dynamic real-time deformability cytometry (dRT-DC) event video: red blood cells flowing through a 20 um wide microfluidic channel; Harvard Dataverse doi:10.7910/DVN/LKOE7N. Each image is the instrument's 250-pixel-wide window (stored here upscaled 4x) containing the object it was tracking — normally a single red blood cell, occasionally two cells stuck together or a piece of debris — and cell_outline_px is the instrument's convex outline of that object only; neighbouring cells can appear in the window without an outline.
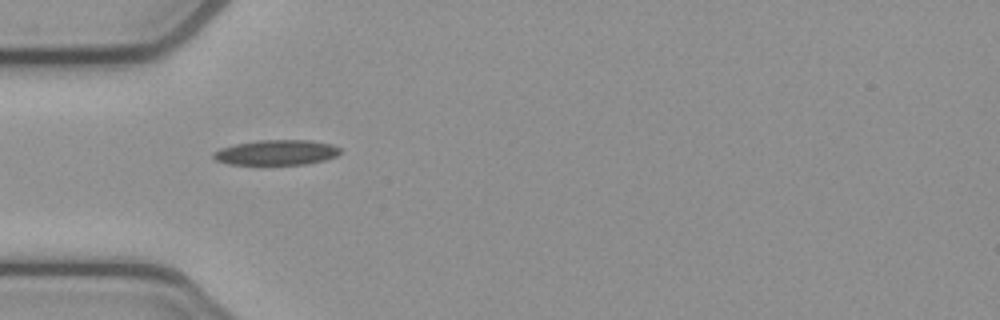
{"species": "common noctule bat (a hibernating species)", "species_latin": "Nyctalus noctula", "temperature_condition": "cold", "stored_images_in_passage": 7, "camera_frame_rate_fps": 3000, "um_per_image_px": 0.085, "animal": {"sex": "female", "body_mass_g": 21.9}, "frame": {"image": 1, "passage_image": 5, "time_ms": 1.333, "image_size_px": [1000, 320], "cell_outline_px": [[340, 152], [336, 156], [324, 160], [308, 164], [228, 164], [216, 160], [212, 156], [212, 152], [220, 148], [236, 144], [260, 140], [312, 140], [332, 144], [340, 148]], "centroid_in_image_um": [23.5, 12.95], "position_along_channel_um": 61.5, "area_um2": 18.55}}
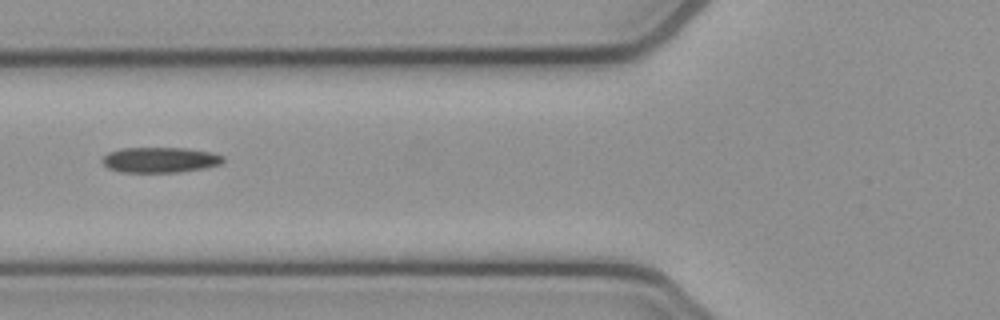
{"frame": {"image": 2, "passage_image": 6, "time_ms": 1.667, "image_size_px": [1000, 320], "cell_outline_px": [[224, 160], [220, 164], [204, 168], [180, 172], [120, 172], [108, 168], [100, 160], [108, 152], [120, 148], [188, 148], [212, 152], [224, 156]], "centroid_in_image_um": [13.6, 13.58], "position_along_channel_um": 112.2, "area_um2": 18.03}}
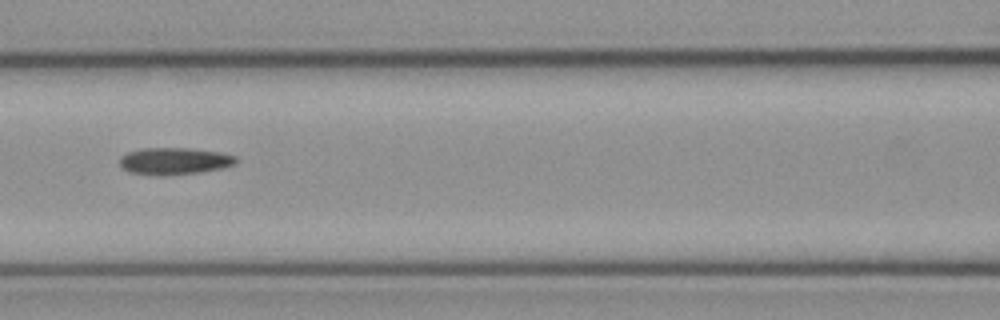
{"frame": {"image": 3, "passage_image": 7, "time_ms": 2.0, "image_size_px": [1000, 320], "cell_outline_px": [[236, 164], [220, 168], [200, 172], [160, 176], [156, 176], [128, 172], [120, 164], [120, 156], [128, 152], [140, 148], [188, 148], [220, 152], [236, 156]], "centroid_in_image_um": [14.79, 13.69], "position_along_channel_um": 151.8, "area_um2": 18.32}}